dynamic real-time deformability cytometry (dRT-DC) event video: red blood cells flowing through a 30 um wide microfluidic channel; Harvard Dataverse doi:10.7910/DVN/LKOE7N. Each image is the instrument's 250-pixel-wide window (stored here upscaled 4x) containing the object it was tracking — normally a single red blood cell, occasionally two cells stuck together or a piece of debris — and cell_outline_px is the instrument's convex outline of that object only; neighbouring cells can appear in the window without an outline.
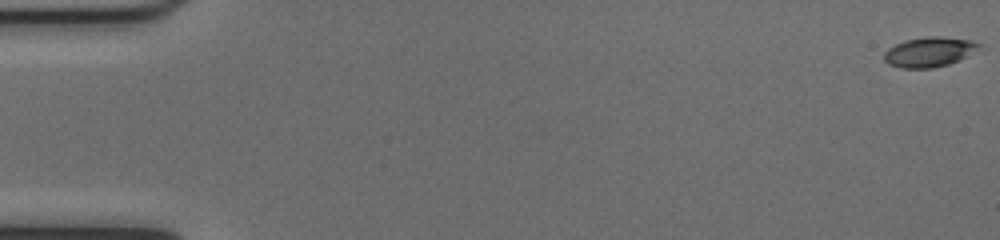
{"species": "common noctule bat (a hibernating species)", "species_latin": "Nyctalus noctula", "temperature_condition": "cold", "stored_images_in_passage": 53, "camera_frame_rate_fps": 3000, "um_per_image_px": 0.085, "animal": {"sex": "female", "body_mass_g": 17.0, "forearm_length_mm": 48.0}, "frame": {"image": 1, "passage_image": 1, "time_ms": 0.0, "image_size_px": [1000, 240], "cell_outline_px": [[980, 44], [960, 60], [948, 64], [932, 68], [900, 68], [888, 64], [884, 60], [884, 52], [888, 48], [904, 40], [932, 36], [936, 36], [972, 40]], "centroid_in_image_um": [78.9, 4.42], "position_along_channel_um": 6.1, "area_um2": 16.18}}
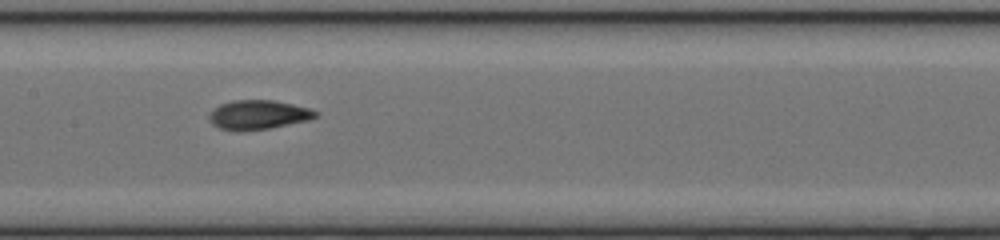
{"frame": {"image": 2, "passage_image": 27, "time_ms": 8.667, "image_size_px": [1000, 240], "cell_outline_px": [[320, 116], [308, 120], [268, 128], [240, 132], [236, 132], [220, 128], [212, 124], [208, 120], [208, 116], [220, 104], [232, 100], [276, 100], [308, 108], [320, 112]], "centroid_in_image_um": [21.96, 9.76], "position_along_channel_um": 185.4, "area_um2": 18.26}}
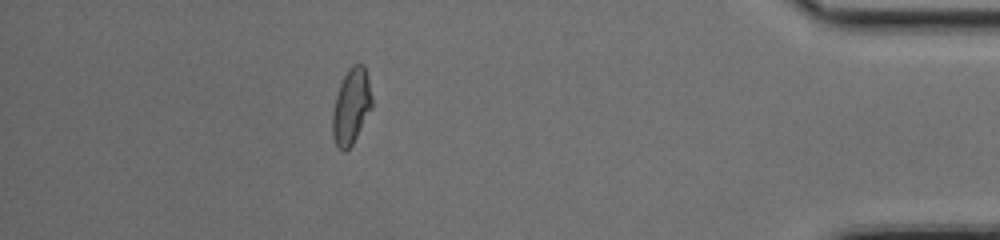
{"frame": {"image": 3, "passage_image": 47, "time_ms": 15.333, "image_size_px": [1000, 240], "cell_outline_px": [[372, 108], [352, 144], [344, 152], [340, 152], [332, 136], [332, 112], [336, 96], [340, 84], [348, 68], [352, 64], [364, 64], [368, 76], [372, 96]], "centroid_in_image_um": [29.85, 9.03], "position_along_channel_um": 405.3, "area_um2": 17.51}, "authors_computed_cell_mechanics": {"area_um2": 17.5134, "velocity_mm_per_s": 4.0289, "shape_relaxation_time_tau1_ms": 5.3418, "shape_relaxation_time_tau2_ms": 1.465, "deformation_change_tau1": 0.1474, "deformation_change_tau2": 0.0669}}